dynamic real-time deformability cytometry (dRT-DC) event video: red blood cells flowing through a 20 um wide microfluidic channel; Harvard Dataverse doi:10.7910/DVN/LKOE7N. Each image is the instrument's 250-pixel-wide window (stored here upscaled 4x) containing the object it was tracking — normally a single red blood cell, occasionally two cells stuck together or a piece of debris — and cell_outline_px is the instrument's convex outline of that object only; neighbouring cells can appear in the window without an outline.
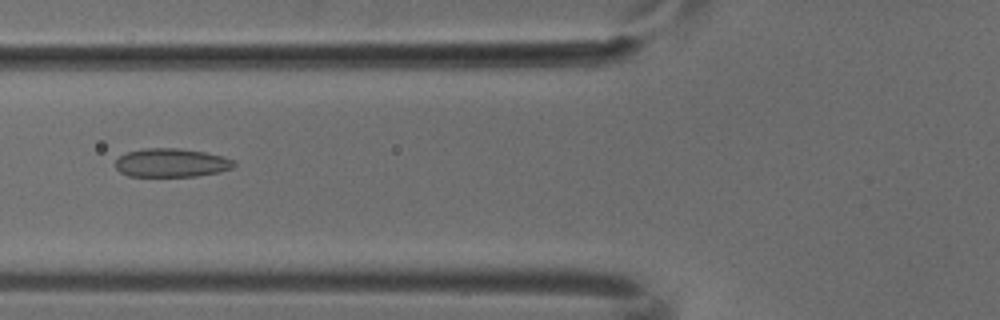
{"species": "common noctule bat (a hibernating species)", "species_latin": "Nyctalus noctula", "temperature_condition": "cold", "stored_images_in_passage": 5, "camera_frame_rate_fps": 3000, "um_per_image_px": 0.085, "animal": {"sex": "male", "body_mass_g": 18.8}, "frame": {"image": 1, "passage_image": 5, "time_ms": 1.333, "image_size_px": [1000, 320], "cell_outline_px": [[236, 164], [232, 168], [220, 172], [196, 176], [128, 176], [120, 172], [116, 168], [116, 160], [120, 156], [128, 152], [144, 148], [176, 148], [204, 152], [224, 156], [236, 160]], "centroid_in_image_um": [14.6, 13.84], "position_along_channel_um": 111.2, "area_um2": 19.83}}